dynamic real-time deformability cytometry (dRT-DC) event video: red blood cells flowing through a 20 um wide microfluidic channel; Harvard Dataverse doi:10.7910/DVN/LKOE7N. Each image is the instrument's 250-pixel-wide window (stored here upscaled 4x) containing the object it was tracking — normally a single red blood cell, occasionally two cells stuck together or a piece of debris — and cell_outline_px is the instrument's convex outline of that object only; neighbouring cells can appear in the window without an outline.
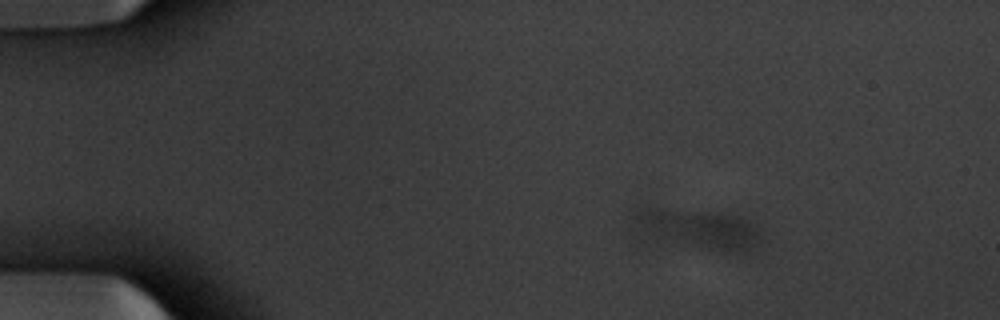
{"species": "common noctule bat (a hibernating species)", "species_latin": "Nyctalus noctula", "temperature_condition": "warm", "stored_images_in_passage": 17, "camera_frame_rate_fps": 3000, "um_per_image_px": 0.085, "animal": {"sex": "male", "body_mass_g": 20.1, "forearm_length_mm": 53.5}, "frame": {"image": 1, "passage_image": 8, "time_ms": 2.333, "image_size_px": [1000, 320], "cell_outline_px": [[768, 240], [764, 244], [748, 252], [724, 252], [640, 240], [636, 236], [632, 228], [628, 216], [636, 208], [660, 208], [724, 212], [744, 216], [756, 224], [764, 232]], "centroid_in_image_um": [59.28, 19.49], "position_along_channel_um": 25.7, "area_um2": 33.23}}